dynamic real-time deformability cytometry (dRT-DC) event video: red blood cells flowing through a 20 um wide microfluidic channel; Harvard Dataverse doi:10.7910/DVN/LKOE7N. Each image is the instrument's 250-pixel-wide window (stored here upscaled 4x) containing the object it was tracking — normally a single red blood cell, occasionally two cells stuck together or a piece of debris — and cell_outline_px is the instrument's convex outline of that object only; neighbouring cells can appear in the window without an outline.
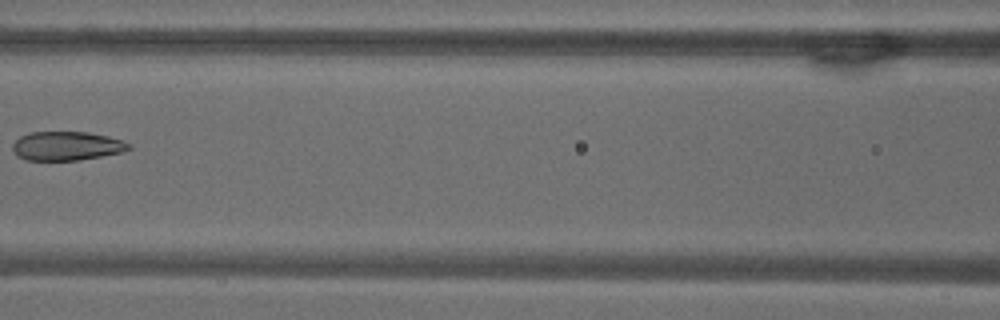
{"species": "common noctule bat (a hibernating species)", "species_latin": "Nyctalus noctula", "temperature_condition": "warm", "stored_images_in_passage": 8, "camera_frame_rate_fps": 3000, "um_per_image_px": 0.085, "animal": {"sex": "male", "body_mass_g": 18.8}, "frame": {"image": 1, "passage_image": 7, "time_ms": 2.0, "image_size_px": [1000, 320], "cell_outline_px": [[132, 148], [120, 152], [100, 156], [76, 160], [28, 160], [16, 156], [12, 148], [12, 144], [20, 136], [32, 132], [88, 132], [108, 136], [132, 144]], "centroid_in_image_um": [5.65, 12.4], "position_along_channel_um": 161.0, "area_um2": 19.48}}
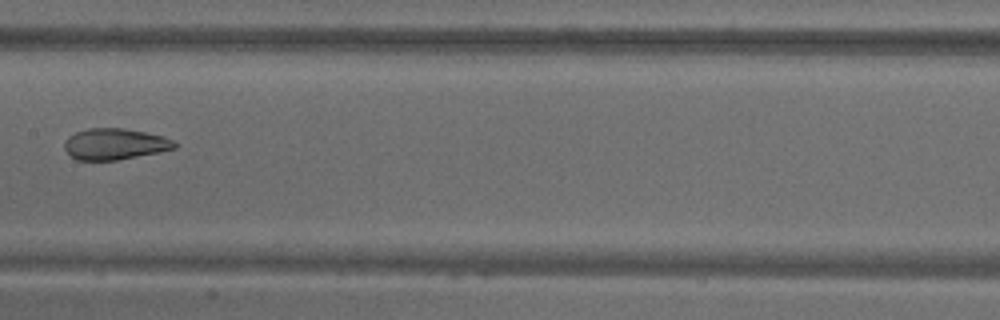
{"frame": {"image": 2, "passage_image": 8, "time_ms": 2.333, "image_size_px": [1000, 320], "cell_outline_px": [[176, 148], [160, 152], [116, 160], [76, 160], [64, 148], [64, 144], [68, 136], [76, 132], [88, 128], [124, 128], [164, 136], [172, 140], [176, 144]], "centroid_in_image_um": [9.76, 12.24], "position_along_channel_um": 197.6, "area_um2": 19.94}}